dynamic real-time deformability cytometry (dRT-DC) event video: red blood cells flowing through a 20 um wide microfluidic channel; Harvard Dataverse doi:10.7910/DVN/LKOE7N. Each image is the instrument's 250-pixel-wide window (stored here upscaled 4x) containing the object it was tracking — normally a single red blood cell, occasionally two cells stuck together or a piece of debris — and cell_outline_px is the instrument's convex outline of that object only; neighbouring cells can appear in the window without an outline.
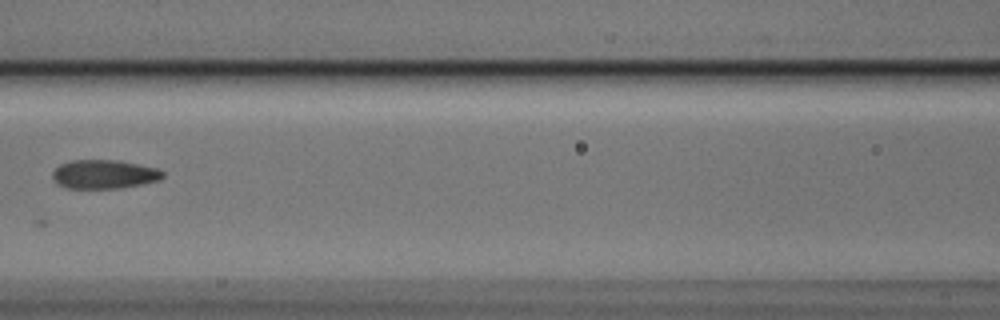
{"species": "Egyptian fruit bat (a non-hibernating species)", "species_latin": "Rousettus aegyptiacus", "temperature_condition": "cold", "stored_images_in_passage": 3, "camera_frame_rate_fps": 3000, "um_per_image_px": 0.085, "animal": {"sex": "male"}, "frame": {"image": 1, "passage_image": 3, "time_ms": 0.667, "image_size_px": [1000, 320], "cell_outline_px": [[164, 176], [160, 180], [140, 184], [116, 188], [68, 188], [56, 184], [52, 176], [52, 172], [60, 164], [72, 160], [120, 160], [156, 168], [164, 172]], "centroid_in_image_um": [8.83, 14.8], "position_along_channel_um": 157.8, "area_um2": 18.5}}